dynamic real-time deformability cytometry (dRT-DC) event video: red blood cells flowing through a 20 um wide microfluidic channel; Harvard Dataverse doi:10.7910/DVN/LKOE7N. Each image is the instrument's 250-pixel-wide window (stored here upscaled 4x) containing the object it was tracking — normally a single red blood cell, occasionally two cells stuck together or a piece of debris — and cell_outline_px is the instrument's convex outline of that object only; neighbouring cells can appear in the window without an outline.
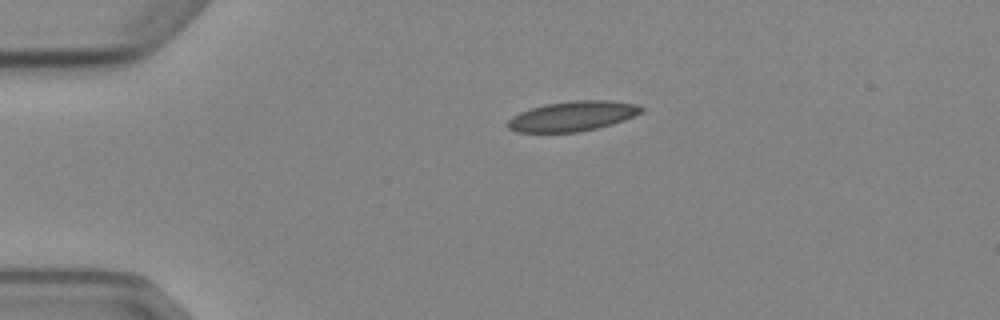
{"species": "Egyptian fruit bat (a non-hibernating species)", "species_latin": "Rousettus aegyptiacus", "temperature_condition": "cold", "stored_images_in_passage": 2, "camera_frame_rate_fps": 3000, "um_per_image_px": 0.085, "animal": {"sex": "female"}, "frame": {"image": 1, "passage_image": 1, "time_ms": 0.0, "image_size_px": [1000, 320], "cell_outline_px": [[644, 108], [640, 112], [624, 120], [612, 124], [580, 132], [516, 132], [508, 128], [508, 120], [512, 116], [520, 112], [544, 104], [576, 100], [608, 100], [636, 104]], "centroid_in_image_um": [48.65, 9.87], "position_along_channel_um": 36.4, "area_um2": 23.12}}